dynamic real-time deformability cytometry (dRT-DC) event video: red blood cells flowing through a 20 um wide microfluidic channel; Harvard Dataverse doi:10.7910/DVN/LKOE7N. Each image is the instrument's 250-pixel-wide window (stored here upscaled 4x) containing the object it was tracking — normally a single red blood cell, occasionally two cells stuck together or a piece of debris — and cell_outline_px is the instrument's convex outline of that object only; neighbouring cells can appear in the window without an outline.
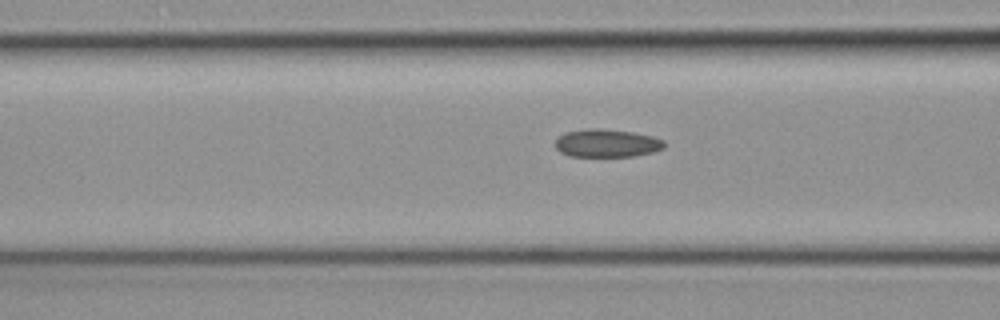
{"species": "common noctule bat (a hibernating species)", "species_latin": "Nyctalus noctula", "temperature_condition": "cold", "stored_images_in_passage": 12, "camera_frame_rate_fps": 3000, "um_per_image_px": 0.085, "animal": {"sex": "female", "body_mass_g": 19.3, "forearm_length_mm": 54.1}, "frame": {"image": 1, "passage_image": 10, "time_ms": 3.0, "image_size_px": [1000, 320], "cell_outline_px": [[664, 148], [656, 152], [636, 156], [568, 156], [560, 152], [556, 148], [556, 140], [564, 132], [592, 128], [596, 128], [632, 132], [652, 136], [664, 140]], "centroid_in_image_um": [51.6, 12.18], "position_along_channel_um": 115.0, "area_um2": 17.8}}